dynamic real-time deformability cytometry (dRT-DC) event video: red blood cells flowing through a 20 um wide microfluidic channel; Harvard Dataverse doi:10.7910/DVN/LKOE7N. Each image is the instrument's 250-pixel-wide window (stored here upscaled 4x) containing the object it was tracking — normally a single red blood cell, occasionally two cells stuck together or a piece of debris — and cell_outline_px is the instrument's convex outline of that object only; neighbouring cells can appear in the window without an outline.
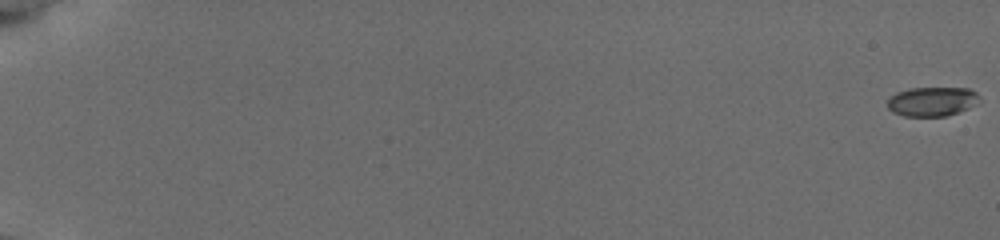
{"species": "common noctule bat (a hibernating species)", "species_latin": "Nyctalus noctula", "temperature_condition": "cold", "stored_images_in_passage": 58, "camera_frame_rate_fps": 3000, "um_per_image_px": 0.085, "animal": {"sex": "female", "body_mass_g": 19.5, "forearm_length_mm": 54.1}, "frame": {"image": 1, "passage_image": 1, "time_ms": 0.0, "image_size_px": [1000, 240], "cell_outline_px": [[976, 96], [964, 108], [956, 112], [944, 116], [904, 116], [892, 112], [888, 108], [888, 100], [892, 96], [900, 92], [912, 88], [968, 88], [976, 92]], "centroid_in_image_um": [79.09, 8.62], "position_along_channel_um": 5.9, "area_um2": 14.8}}
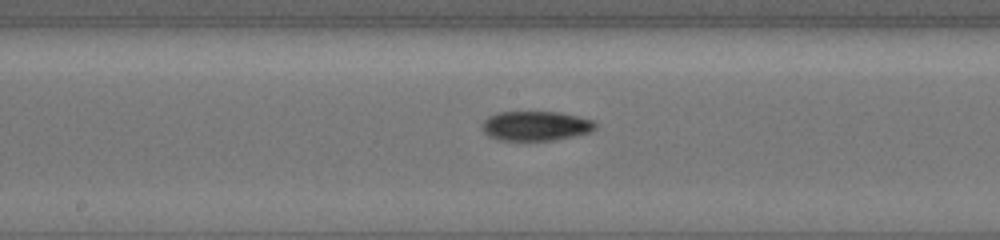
{"frame": {"image": 2, "passage_image": 34, "time_ms": 11.0, "image_size_px": [1000, 240], "cell_outline_px": [[596, 128], [588, 132], [572, 136], [552, 140], [500, 140], [488, 136], [484, 132], [484, 120], [488, 116], [500, 112], [560, 112], [592, 120], [596, 124]], "centroid_in_image_um": [45.53, 10.7], "position_along_channel_um": 202.7, "area_um2": 19.19}}
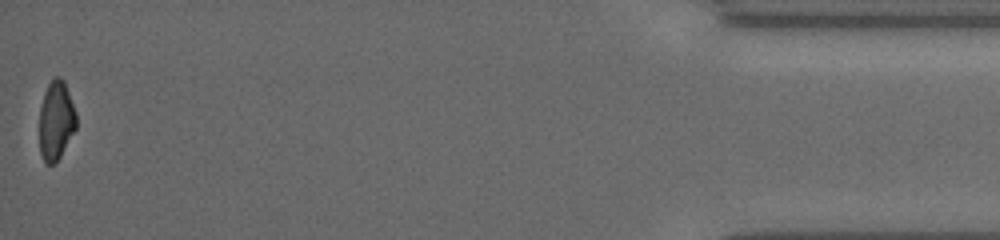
{"frame": {"image": 3, "passage_image": 58, "time_ms": 19.0, "image_size_px": [1000, 240], "cell_outline_px": [[76, 128], [60, 156], [52, 164], [44, 164], [40, 152], [40, 108], [44, 92], [52, 76], [60, 76], [64, 80], [76, 112]], "centroid_in_image_um": [4.76, 10.2], "position_along_channel_um": 430.4, "area_um2": 16.99}, "authors_computed_cell_mechanics": {"area_um2": 17.8602, "velocity_mm_per_s": 3.8087, "shape_relaxation_time_tau1_ms": null, "shape_relaxation_time_tau2_ms": 5.0072, "deformation_change_tau1": null, "deformation_change_tau2": 0.1097}}